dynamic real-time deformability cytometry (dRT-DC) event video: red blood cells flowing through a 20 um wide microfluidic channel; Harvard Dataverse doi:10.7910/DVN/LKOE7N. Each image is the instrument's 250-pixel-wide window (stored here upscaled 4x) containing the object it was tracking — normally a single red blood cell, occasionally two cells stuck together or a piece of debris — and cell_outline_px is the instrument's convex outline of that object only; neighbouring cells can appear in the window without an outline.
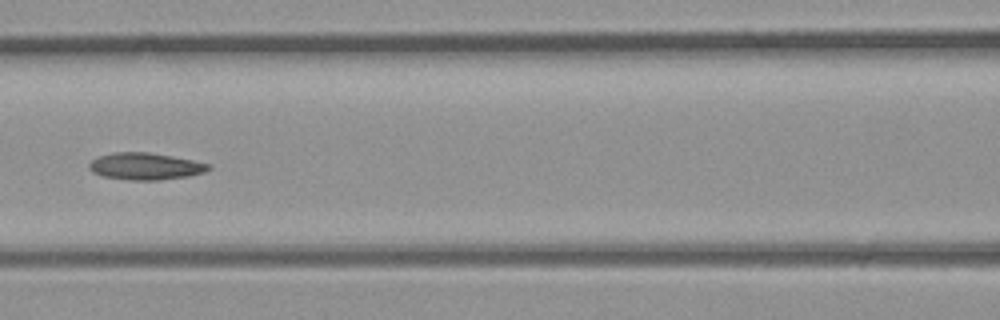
{"species": "common noctule bat (a hibernating species)", "species_latin": "Nyctalus noctula", "temperature_condition": "room temperature", "stored_images_in_passage": 5, "segment_of_instrument_passage": [1, 2], "camera_frame_rate_fps": 3000, "um_per_image_px": 0.085, "animal": {"sex": "male", "body_mass_g": 23.1, "forearm_length_mm": 52.7}, "frame": {"image": 1, "passage_image": 4, "time_ms": 1.0, "image_size_px": [1000, 320], "cell_outline_px": [[212, 168], [204, 172], [188, 176], [160, 180], [132, 180], [104, 176], [92, 172], [88, 168], [88, 164], [92, 160], [100, 156], [112, 152], [148, 152], [172, 156], [212, 164]], "centroid_in_image_um": [12.37, 14.13], "position_along_channel_um": 154.2, "area_um2": 18.73}}